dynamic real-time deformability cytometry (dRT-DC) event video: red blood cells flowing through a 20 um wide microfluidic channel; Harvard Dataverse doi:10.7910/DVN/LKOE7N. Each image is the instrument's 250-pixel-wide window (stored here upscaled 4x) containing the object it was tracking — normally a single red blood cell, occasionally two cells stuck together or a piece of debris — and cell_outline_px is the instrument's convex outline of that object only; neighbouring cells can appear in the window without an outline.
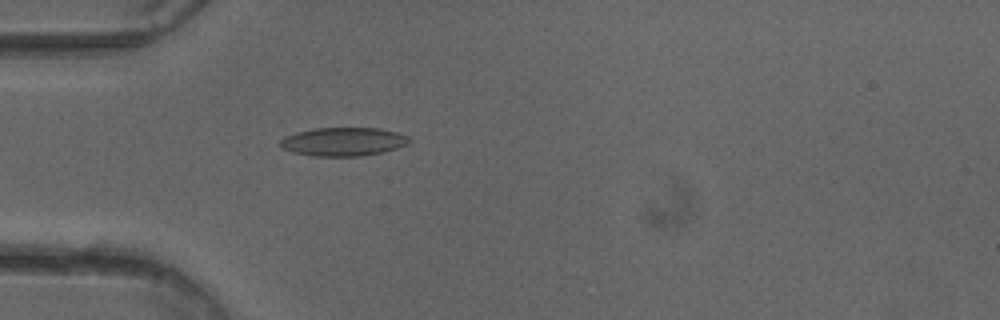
{"species": "common noctule bat (a hibernating species)", "species_latin": "Nyctalus noctula", "temperature_condition": "cold", "stored_images_in_passage": 37, "camera_frame_rate_fps": 3000, "um_per_image_px": 0.085, "animal": {"sex": "female"}, "frame": {"image": 1, "passage_image": 1, "time_ms": 0.0, "image_size_px": [1000, 320], "cell_outline_px": [[412, 140], [408, 144], [384, 152], [360, 156], [312, 156], [292, 152], [284, 148], [280, 144], [280, 140], [284, 136], [296, 132], [312, 128], [380, 128], [396, 132], [408, 136]], "centroid_in_image_um": [29.19, 12.04], "position_along_channel_um": 55.8, "area_um2": 21.56}}
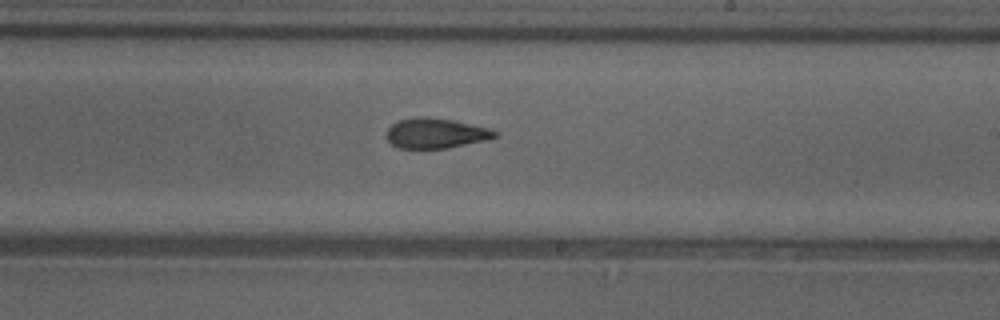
{"frame": {"image": 2, "passage_image": 16, "time_ms": 5.0, "image_size_px": [1000, 320], "cell_outline_px": [[500, 136], [488, 140], [448, 148], [396, 148], [388, 140], [388, 128], [392, 124], [400, 120], [420, 116], [428, 116], [452, 120], [492, 128]], "centroid_in_image_um": [37.1, 11.32], "position_along_channel_um": 251.9, "area_um2": 19.13}}
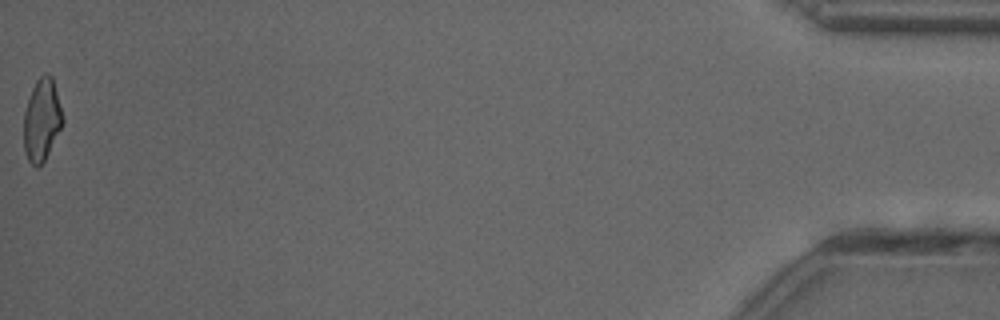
{"frame": {"image": 3, "passage_image": 37, "time_ms": 12.0, "image_size_px": [1000, 320], "cell_outline_px": [[64, 124], [44, 160], [36, 168], [28, 160], [24, 152], [24, 112], [32, 88], [36, 80], [44, 72], [48, 72], [52, 76], [64, 120]], "centroid_in_image_um": [3.56, 10.17], "position_along_channel_um": 431.6, "area_um2": 18.67}, "authors_computed_cell_mechanics": {"area_um2": 19.1896, "velocity_mm_per_s": 4.0365, "shape_relaxation_time_tau1_ms": null, "shape_relaxation_time_tau2_ms": 2.7949, "deformation_change_tau1": null, "deformation_change_tau2": 0.0987}}